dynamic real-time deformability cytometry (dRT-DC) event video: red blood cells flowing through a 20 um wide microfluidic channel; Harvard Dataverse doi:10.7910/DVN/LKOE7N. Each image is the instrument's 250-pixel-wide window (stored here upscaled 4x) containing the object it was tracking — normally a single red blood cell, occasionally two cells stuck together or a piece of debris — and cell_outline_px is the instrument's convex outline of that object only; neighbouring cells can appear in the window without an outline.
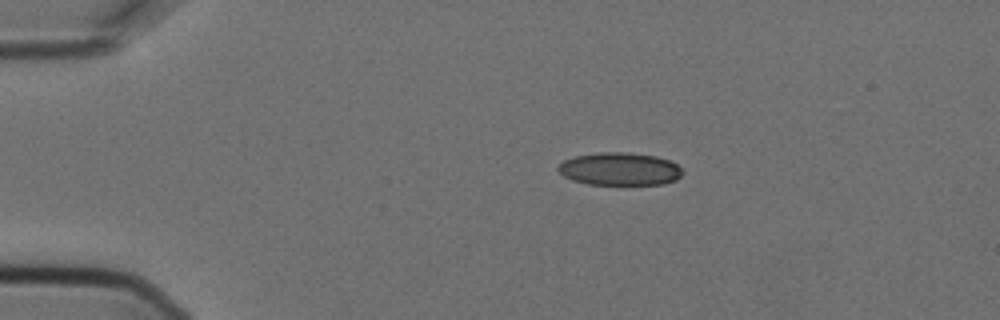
{"species": "Egyptian fruit bat (a non-hibernating species)", "species_latin": "Rousettus aegyptiacus", "temperature_condition": "cold", "stored_images_in_passage": 6, "camera_frame_rate_fps": 3000, "um_per_image_px": 0.085, "animal": {"sex": "female"}, "frame": {"image": 1, "passage_image": 3, "time_ms": 0.667, "image_size_px": [1000, 320], "cell_outline_px": [[684, 172], [676, 180], [664, 184], [588, 184], [572, 180], [564, 176], [556, 168], [564, 160], [576, 156], [600, 152], [628, 152], [656, 156], [668, 160], [676, 164]], "centroid_in_image_um": [52.68, 14.36], "position_along_channel_um": 32.3, "area_um2": 23.7}}
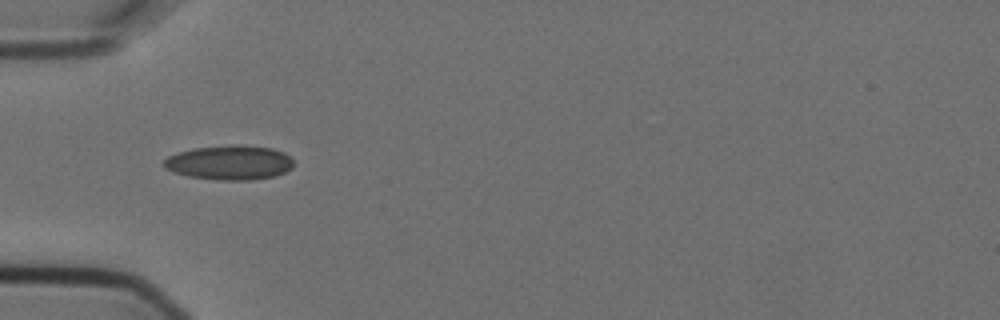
{"frame": {"image": 2, "passage_image": 5, "time_ms": 1.333, "image_size_px": [1000, 320], "cell_outline_px": [[292, 168], [284, 172], [272, 176], [252, 180], [220, 180], [188, 176], [172, 172], [164, 168], [160, 164], [168, 156], [176, 152], [196, 148], [236, 144], [272, 148], [284, 152], [292, 160]], "centroid_in_image_um": [19.46, 13.81], "position_along_channel_um": 65.5, "area_um2": 26.13}}
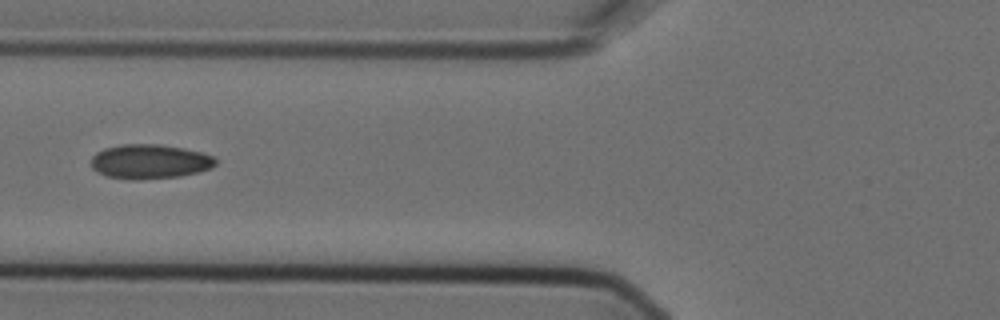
{"frame": {"image": 3, "passage_image": 6, "time_ms": 1.667, "image_size_px": [1000, 320], "cell_outline_px": [[216, 164], [212, 168], [180, 176], [140, 180], [128, 180], [108, 176], [96, 172], [92, 168], [92, 156], [96, 152], [104, 148], [120, 144], [160, 144], [184, 148], [200, 152], [212, 156], [216, 160]], "centroid_in_image_um": [12.7, 13.73], "position_along_channel_um": 113.1, "area_um2": 25.14}}